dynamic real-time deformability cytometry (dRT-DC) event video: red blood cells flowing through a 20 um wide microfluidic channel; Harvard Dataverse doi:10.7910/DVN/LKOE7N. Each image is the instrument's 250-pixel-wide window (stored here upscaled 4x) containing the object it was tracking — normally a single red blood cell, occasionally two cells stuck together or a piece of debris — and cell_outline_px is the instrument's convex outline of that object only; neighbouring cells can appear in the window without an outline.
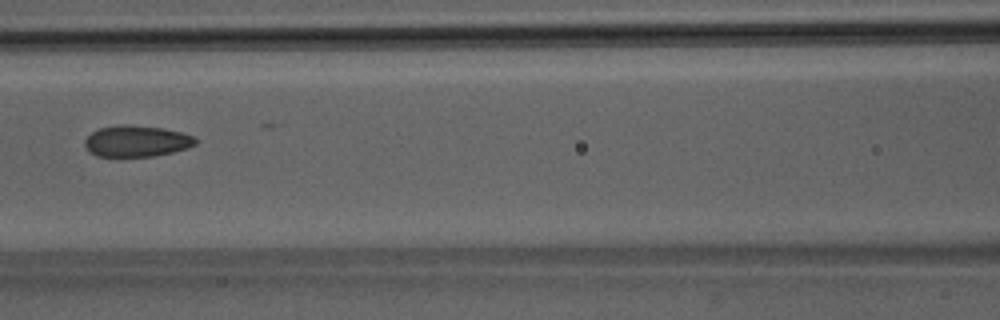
{"species": "Egyptian fruit bat (a non-hibernating species)", "species_latin": "Rousettus aegyptiacus", "temperature_condition": "room temperature", "stored_images_in_passage": 7, "camera_frame_rate_fps": 3000, "um_per_image_px": 0.085, "animal": {"sex": "male"}, "frame": {"image": 1, "passage_image": 6, "time_ms": 6.667, "image_size_px": [1000, 320], "cell_outline_px": [[196, 144], [188, 148], [172, 152], [152, 156], [96, 156], [84, 144], [84, 140], [92, 132], [100, 128], [164, 128], [196, 136]], "centroid_in_image_um": [11.67, 12.05], "position_along_channel_um": 154.9, "area_um2": 19.07}}
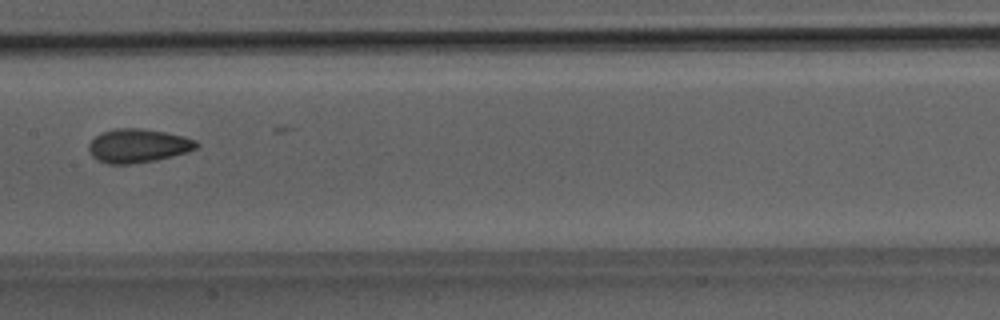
{"frame": {"image": 2, "passage_image": 7, "time_ms": 7.667, "image_size_px": [1000, 320], "cell_outline_px": [[200, 144], [196, 148], [188, 152], [156, 160], [128, 164], [108, 164], [92, 156], [88, 148], [88, 144], [100, 132], [116, 128], [140, 128], [164, 132], [184, 136], [196, 140]], "centroid_in_image_um": [11.74, 12.38], "position_along_channel_um": 195.7, "area_um2": 21.15}}